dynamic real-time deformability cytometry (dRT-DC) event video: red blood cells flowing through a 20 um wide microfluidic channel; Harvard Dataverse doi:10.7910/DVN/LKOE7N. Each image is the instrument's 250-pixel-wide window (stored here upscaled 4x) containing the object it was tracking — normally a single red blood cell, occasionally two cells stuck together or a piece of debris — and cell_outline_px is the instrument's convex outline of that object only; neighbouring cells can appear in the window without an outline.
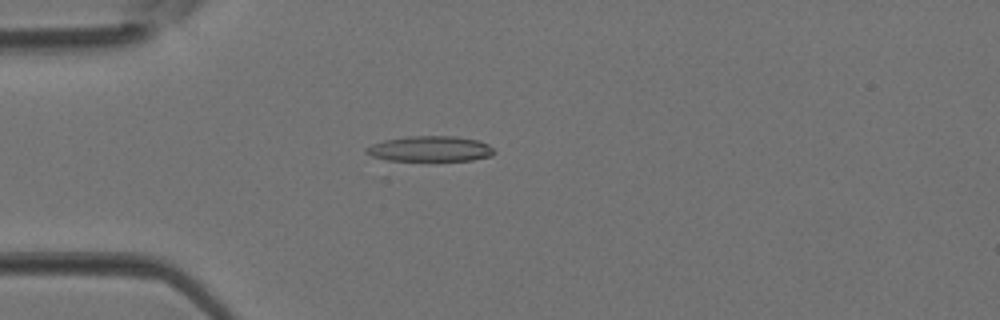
{"species": "Egyptian fruit bat (a non-hibernating species)", "species_latin": "Rousettus aegyptiacus", "temperature_condition": "room temperature", "stored_images_in_passage": 3, "camera_frame_rate_fps": 3000, "um_per_image_px": 0.085, "animal": {"sex": "female"}, "frame": {"image": 1, "passage_image": 3, "time_ms": 0.667, "image_size_px": [1000, 320], "cell_outline_px": [[496, 152], [492, 156], [472, 160], [388, 160], [372, 156], [364, 152], [364, 148], [372, 144], [384, 140], [408, 136], [452, 136], [480, 140], [488, 144]], "centroid_in_image_um": [36.57, 12.64], "position_along_channel_um": 48.4, "area_um2": 18.96}}